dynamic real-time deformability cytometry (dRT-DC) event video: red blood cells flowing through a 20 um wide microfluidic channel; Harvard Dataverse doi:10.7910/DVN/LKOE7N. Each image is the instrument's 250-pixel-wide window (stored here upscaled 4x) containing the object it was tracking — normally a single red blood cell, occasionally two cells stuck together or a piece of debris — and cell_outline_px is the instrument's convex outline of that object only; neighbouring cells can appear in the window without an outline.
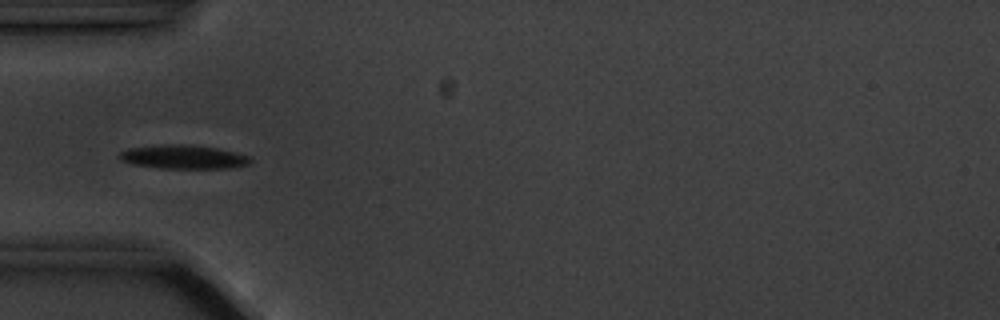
{"species": "common noctule bat (a hibernating species)", "species_latin": "Nyctalus noctula", "temperature_condition": "cold", "stored_images_in_passage": 7, "camera_frame_rate_fps": 3000, "um_per_image_px": 0.085, "animal": {"sex": "male", "body_mass_g": 20.1, "forearm_length_mm": 53.5}, "frame": {"image": 1, "passage_image": 4, "time_ms": 3.333, "image_size_px": [1000, 320], "cell_outline_px": [[252, 160], [248, 164], [232, 168], [160, 168], [132, 164], [120, 160], [116, 156], [120, 152], [128, 148], [160, 144], [192, 144], [216, 148], [252, 156]], "centroid_in_image_um": [15.57, 13.33], "position_along_channel_um": 69.4, "area_um2": 18.44}}